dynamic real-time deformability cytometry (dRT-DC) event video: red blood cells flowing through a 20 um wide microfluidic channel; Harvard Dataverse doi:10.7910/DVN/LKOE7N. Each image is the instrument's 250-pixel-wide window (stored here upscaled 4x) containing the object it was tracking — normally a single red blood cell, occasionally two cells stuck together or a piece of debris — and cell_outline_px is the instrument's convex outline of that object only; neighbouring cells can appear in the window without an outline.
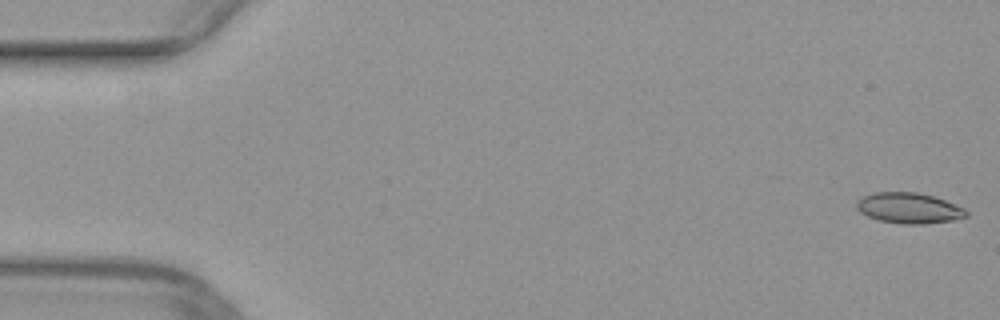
{"species": "common noctule bat (a hibernating species)", "species_latin": "Nyctalus noctula", "temperature_condition": "warm", "stored_images_in_passage": 47, "camera_frame_rate_fps": 3000, "um_per_image_px": 0.085, "animal": {"sex": "female", "body_mass_g": 29.2, "forearm_length_mm": 56.3}, "frame": {"image": 1, "passage_image": 1, "time_ms": 0.0, "image_size_px": [1000, 320], "cell_outline_px": [[968, 216], [952, 220], [924, 224], [904, 224], [880, 220], [868, 216], [860, 212], [856, 208], [856, 200], [864, 196], [876, 192], [916, 192], [932, 196], [956, 204], [964, 208], [968, 212]], "centroid_in_image_um": [77.26, 17.68], "position_along_channel_um": 7.7, "area_um2": 19.48}}
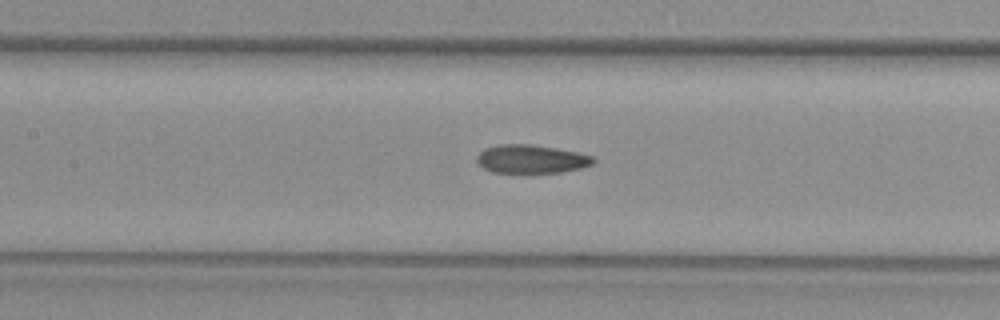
{"frame": {"image": 2, "passage_image": 23, "time_ms": 7.333, "image_size_px": [1000, 320], "cell_outline_px": [[596, 160], [592, 164], [580, 168], [560, 172], [492, 172], [484, 168], [476, 160], [476, 156], [484, 148], [500, 144], [528, 144], [556, 148], [576, 152], [592, 156]], "centroid_in_image_um": [45.13, 13.51], "position_along_channel_um": 162.3, "area_um2": 19.07}}
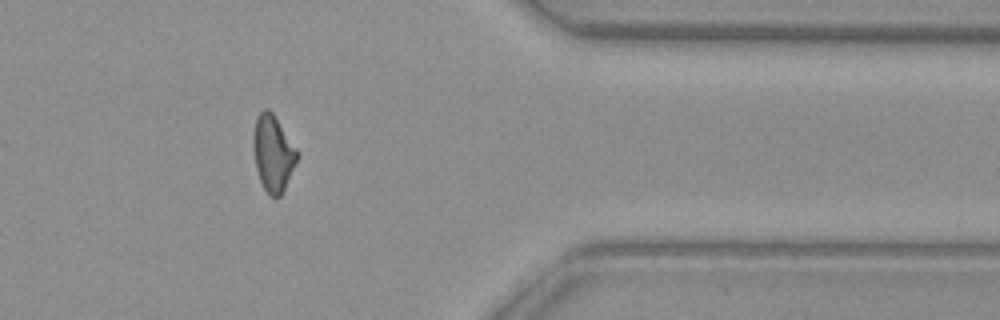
{"frame": {"image": 3, "passage_image": 41, "time_ms": 13.333, "image_size_px": [1000, 320], "cell_outline_px": [[300, 156], [280, 196], [268, 196], [260, 180], [256, 168], [252, 148], [252, 136], [256, 116], [264, 108], [268, 108], [272, 112], [300, 152]], "centroid_in_image_um": [23.2, 12.99], "position_along_channel_um": 388.2, "area_um2": 19.77}}